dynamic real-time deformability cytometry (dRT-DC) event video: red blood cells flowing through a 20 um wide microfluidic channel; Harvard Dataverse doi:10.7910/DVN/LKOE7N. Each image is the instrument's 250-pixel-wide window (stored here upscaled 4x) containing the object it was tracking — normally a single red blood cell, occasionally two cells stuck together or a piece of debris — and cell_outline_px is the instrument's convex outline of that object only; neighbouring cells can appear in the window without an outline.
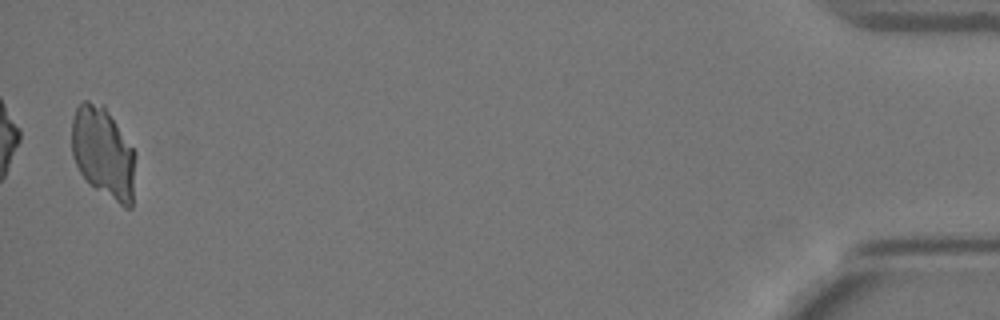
{"species": "Egyptian fruit bat (a non-hibernating species)", "species_latin": "Rousettus aegyptiacus", "temperature_condition": "warm", "stored_images_in_passage": 40, "camera_frame_rate_fps": 3000, "um_per_image_px": 0.085, "animal": {"sex": "female"}, "frame": {"image": 1, "passage_image": 39, "time_ms": 12.667, "image_size_px": [1000, 320], "cell_outline_px": [[136, 156], [132, 208], [124, 208], [88, 184], [80, 172], [72, 156], [72, 120], [76, 108], [84, 100], [88, 100], [104, 104], [136, 152]], "centroid_in_image_um": [8.8, 12.99], "position_along_channel_um": 426.4, "area_um2": 34.45}}